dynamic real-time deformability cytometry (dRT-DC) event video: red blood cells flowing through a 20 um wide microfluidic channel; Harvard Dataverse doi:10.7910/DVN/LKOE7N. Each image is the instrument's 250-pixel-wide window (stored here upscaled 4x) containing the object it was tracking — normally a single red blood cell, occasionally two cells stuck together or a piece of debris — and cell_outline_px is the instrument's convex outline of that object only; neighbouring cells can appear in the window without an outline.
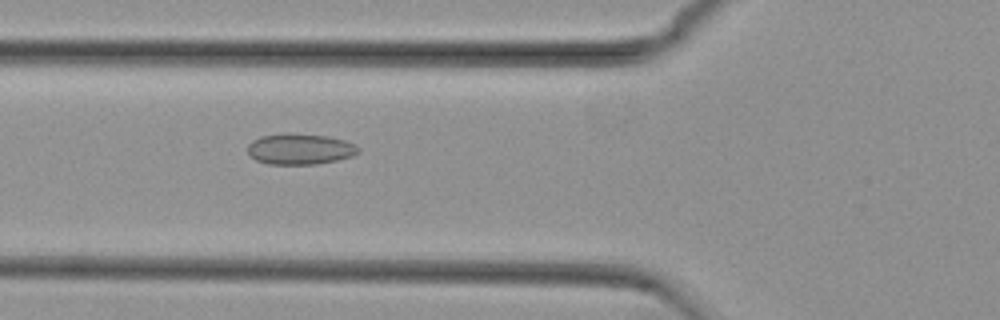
{"species": "common noctule bat (a hibernating species)", "species_latin": "Nyctalus noctula", "temperature_condition": "cold", "stored_images_in_passage": 51, "camera_frame_rate_fps": 3000, "um_per_image_px": 0.085, "animal": {"sex": "female", "body_mass_g": 29.2, "forearm_length_mm": 56.3}, "frame": {"image": 1, "passage_image": 16, "time_ms": 5.0, "image_size_px": [1000, 320], "cell_outline_px": [[360, 152], [352, 156], [336, 160], [316, 164], [268, 164], [256, 160], [248, 156], [248, 144], [252, 140], [260, 136], [284, 132], [328, 136], [344, 140], [356, 144], [360, 148]], "centroid_in_image_um": [25.48, 12.65], "position_along_channel_um": 100.3, "area_um2": 20.23}}
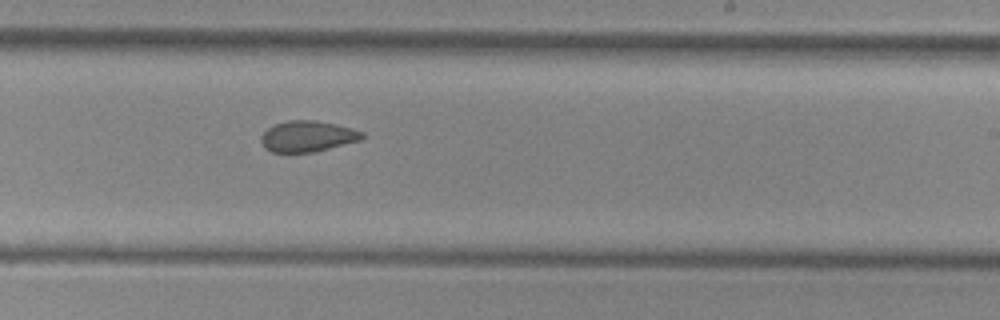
{"frame": {"image": 2, "passage_image": 29, "time_ms": 9.333, "image_size_px": [1000, 320], "cell_outline_px": [[364, 136], [360, 140], [312, 152], [272, 152], [264, 148], [260, 140], [260, 136], [268, 128], [276, 124], [288, 120], [312, 120], [336, 124], [352, 128], [364, 132]], "centroid_in_image_um": [26.12, 11.58], "position_along_channel_um": 262.9, "area_um2": 18.09}}
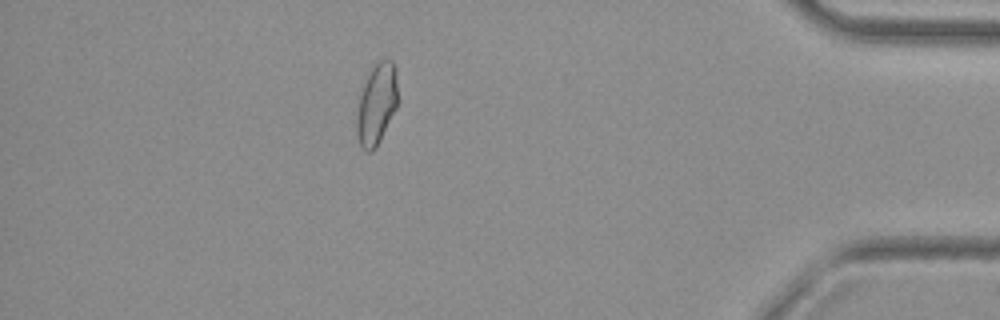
{"frame": {"image": 3, "passage_image": 44, "time_ms": 14.333, "image_size_px": [1000, 320], "cell_outline_px": [[400, 100], [376, 148], [372, 152], [364, 152], [360, 144], [356, 132], [356, 116], [360, 96], [368, 72], [376, 60], [392, 60], [396, 68]], "centroid_in_image_um": [32.04, 8.82], "position_along_channel_um": 403.2, "area_um2": 19.94}, "authors_computed_cell_mechanics": {"area_um2": 19.4208, "velocity_mm_per_s": 3.7482, "shape_relaxation_time_tau1_ms": null, "shape_relaxation_time_tau2_ms": 2.3404, "deformation_change_tau1": null, "deformation_change_tau2": 0.0731}}